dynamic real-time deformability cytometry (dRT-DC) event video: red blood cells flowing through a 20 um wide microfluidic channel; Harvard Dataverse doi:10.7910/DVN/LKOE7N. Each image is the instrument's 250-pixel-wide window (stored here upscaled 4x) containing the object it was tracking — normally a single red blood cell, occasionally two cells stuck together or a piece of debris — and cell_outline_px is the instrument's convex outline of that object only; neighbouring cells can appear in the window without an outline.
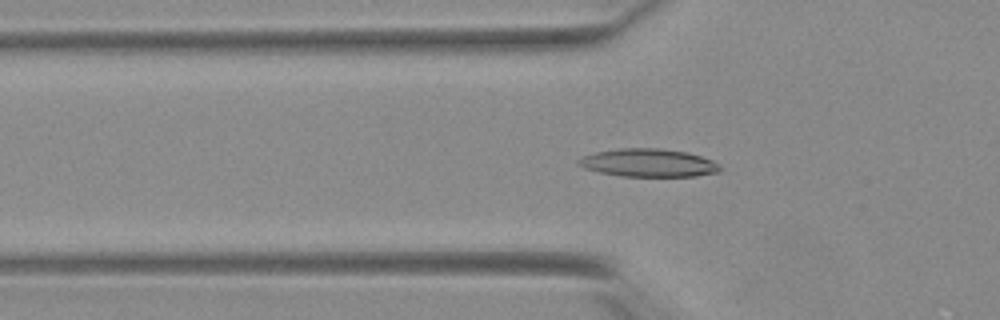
{"species": "Egyptian fruit bat (a non-hibernating species)", "species_latin": "Rousettus aegyptiacus", "temperature_condition": "warm", "stored_images_in_passage": 32, "camera_frame_rate_fps": 3000, "um_per_image_px": 0.085, "animal": {"sex": "female"}, "frame": {"image": 1, "passage_image": 4, "time_ms": 1.0, "image_size_px": [1000, 320], "cell_outline_px": [[720, 172], [696, 176], [620, 176], [600, 172], [584, 168], [576, 164], [576, 160], [584, 156], [596, 152], [620, 148], [660, 148], [688, 152], [712, 160], [720, 164]], "centroid_in_image_um": [55.12, 13.84], "position_along_channel_um": 70.7, "area_um2": 23.18}}
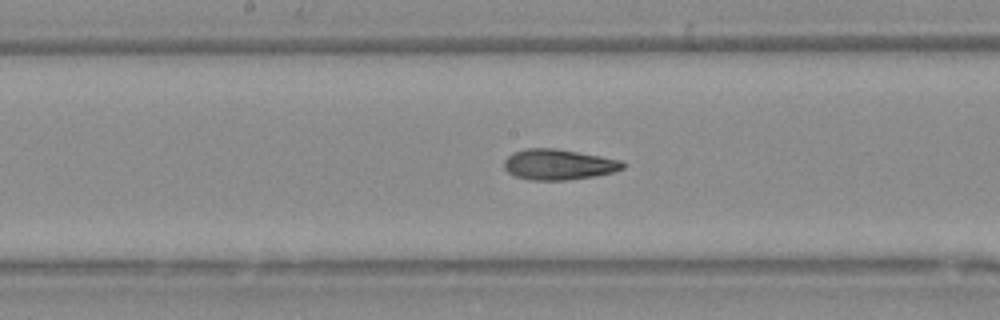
{"frame": {"image": 2, "passage_image": 14, "time_ms": 4.333, "image_size_px": [1000, 320], "cell_outline_px": [[624, 168], [612, 172], [596, 176], [564, 180], [532, 180], [516, 176], [508, 172], [504, 168], [504, 160], [512, 152], [524, 148], [556, 148], [600, 156], [620, 160], [624, 164]], "centroid_in_image_um": [47.44, 13.97], "position_along_channel_um": 200.8, "area_um2": 21.1}}
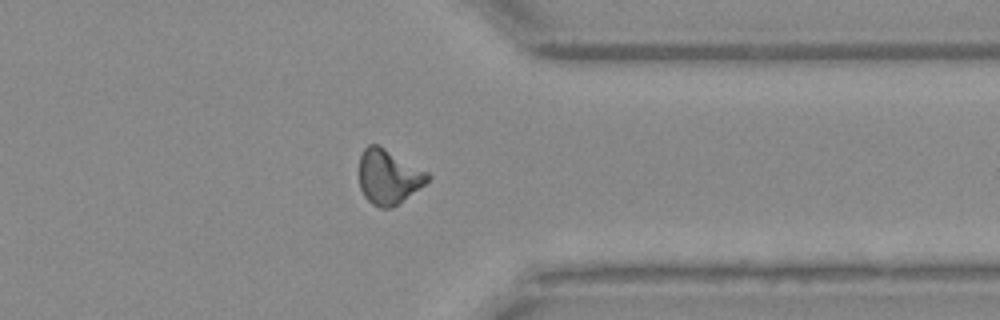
{"frame": {"image": 3, "passage_image": 28, "time_ms": 9.0, "image_size_px": [1000, 320], "cell_outline_px": [[432, 176], [424, 184], [396, 204], [388, 208], [380, 208], [372, 204], [364, 196], [360, 188], [360, 156], [364, 148], [368, 144], [376, 144], [428, 172]], "centroid_in_image_um": [33.0, 15.02], "position_along_channel_um": 378.4, "area_um2": 21.27}, "authors_computed_cell_mechanics": {"area_um2": 21.0681, "velocity_mm_per_s": 3.9073, "shape_relaxation_time_tau1_ms": 5.1139, "shape_relaxation_time_tau2_ms": 2.1186, "deformation_change_tau1": 0.1951, "deformation_change_tau2": 0.0977}}